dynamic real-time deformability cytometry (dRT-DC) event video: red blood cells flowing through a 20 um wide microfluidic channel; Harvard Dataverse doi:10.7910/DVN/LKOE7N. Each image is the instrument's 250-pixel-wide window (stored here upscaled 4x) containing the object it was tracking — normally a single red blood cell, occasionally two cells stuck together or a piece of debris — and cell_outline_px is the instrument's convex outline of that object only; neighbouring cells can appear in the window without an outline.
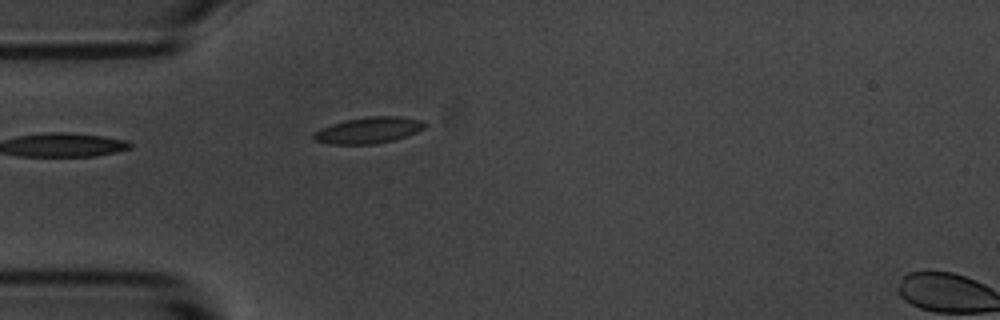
{"species": "common noctule bat (a hibernating species)", "species_latin": "Nyctalus noctula", "temperature_condition": "room temperature", "stored_images_in_passage": 5, "camera_frame_rate_fps": 3000, "um_per_image_px": 0.085, "animal": {"sex": "male", "body_mass_g": 20.1, "forearm_length_mm": 53.5}, "frame": {"image": 1, "passage_image": 1, "time_ms": 0.0, "image_size_px": [1000, 320], "cell_outline_px": [[428, 124], [424, 128], [416, 132], [396, 140], [376, 144], [332, 144], [316, 140], [312, 136], [312, 132], [320, 128], [344, 120], [368, 116], [400, 116], [420, 120]], "centroid_in_image_um": [31.33, 11.06], "position_along_channel_um": 53.7, "area_um2": 17.11}}
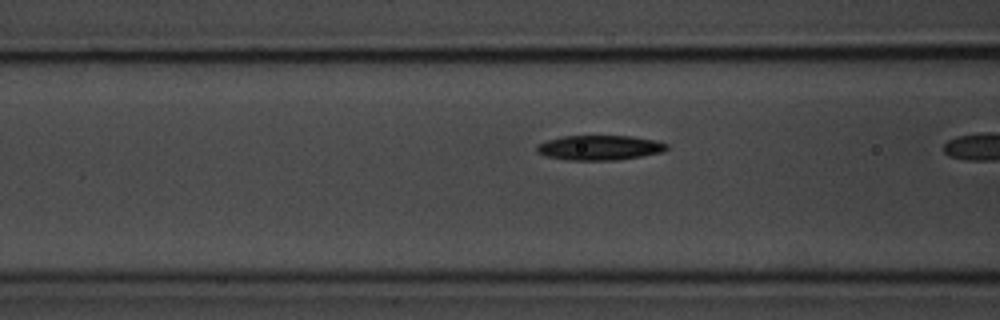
{"frame": {"image": 2, "passage_image": 4, "time_ms": 1.0, "image_size_px": [1000, 320], "cell_outline_px": [[668, 148], [664, 152], [616, 160], [564, 160], [544, 156], [536, 152], [536, 144], [560, 136], [632, 136], [656, 140], [668, 144]], "centroid_in_image_um": [50.93, 12.55], "position_along_channel_um": 115.7, "area_um2": 19.02}}